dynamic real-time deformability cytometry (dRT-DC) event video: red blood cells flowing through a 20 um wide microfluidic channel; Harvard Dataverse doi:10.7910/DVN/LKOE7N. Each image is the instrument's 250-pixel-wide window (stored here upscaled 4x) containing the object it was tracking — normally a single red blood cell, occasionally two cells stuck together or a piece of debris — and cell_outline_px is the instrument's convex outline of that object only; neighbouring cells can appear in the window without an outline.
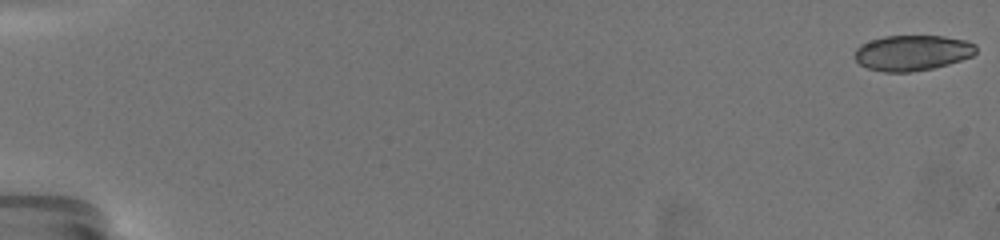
{"species": "common noctule bat (a hibernating species)", "species_latin": "Nyctalus noctula", "temperature_condition": "warm", "stored_images_in_passage": 16, "camera_frame_rate_fps": 3000, "um_per_image_px": 0.085, "animal": {"sex": "female", "body_mass_g": 19.5, "forearm_length_mm": 54.1}, "frame": {"image": 1, "passage_image": 1, "time_ms": 0.0, "image_size_px": [1000, 240], "cell_outline_px": [[976, 52], [972, 56], [948, 64], [932, 68], [908, 72], [884, 72], [868, 68], [860, 64], [856, 60], [856, 48], [860, 44], [884, 36], [944, 36], [964, 40], [976, 44]], "centroid_in_image_um": [77.55, 4.48], "position_along_channel_um": 7.4, "area_um2": 24.91}}